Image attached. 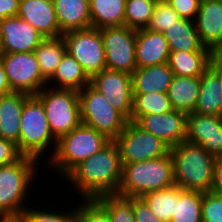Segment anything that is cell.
Wrapping results in <instances>:
<instances>
[{
	"instance_id": "6da1fadb",
	"label": "cell",
	"mask_w": 222,
	"mask_h": 222,
	"mask_svg": "<svg viewBox=\"0 0 222 222\" xmlns=\"http://www.w3.org/2000/svg\"><path fill=\"white\" fill-rule=\"evenodd\" d=\"M122 168L118 146L115 141H110L97 153L76 165L63 182L69 183V191L78 194V200L80 196L82 200H94L102 195L118 193Z\"/></svg>"
},
{
	"instance_id": "7a4b0ae2",
	"label": "cell",
	"mask_w": 222,
	"mask_h": 222,
	"mask_svg": "<svg viewBox=\"0 0 222 222\" xmlns=\"http://www.w3.org/2000/svg\"><path fill=\"white\" fill-rule=\"evenodd\" d=\"M42 165L34 158L21 156L13 163L0 166V214L23 212L31 205L34 200L31 201V188L40 179L39 173L43 177L38 172Z\"/></svg>"
},
{
	"instance_id": "3957f363",
	"label": "cell",
	"mask_w": 222,
	"mask_h": 222,
	"mask_svg": "<svg viewBox=\"0 0 222 222\" xmlns=\"http://www.w3.org/2000/svg\"><path fill=\"white\" fill-rule=\"evenodd\" d=\"M175 185L184 190L210 192L216 157L201 145L182 141L170 148Z\"/></svg>"
},
{
	"instance_id": "277c9868",
	"label": "cell",
	"mask_w": 222,
	"mask_h": 222,
	"mask_svg": "<svg viewBox=\"0 0 222 222\" xmlns=\"http://www.w3.org/2000/svg\"><path fill=\"white\" fill-rule=\"evenodd\" d=\"M110 141L94 128L81 123L57 141L52 158L44 166L47 167L45 171L51 169L52 175L55 173L52 177L56 179L57 174L58 180L62 181L76 165L97 153Z\"/></svg>"
},
{
	"instance_id": "5b68a950",
	"label": "cell",
	"mask_w": 222,
	"mask_h": 222,
	"mask_svg": "<svg viewBox=\"0 0 222 222\" xmlns=\"http://www.w3.org/2000/svg\"><path fill=\"white\" fill-rule=\"evenodd\" d=\"M56 146L57 140L51 133L41 100L36 95H30L24 102L21 114L19 135L20 154L34 158L39 162H43L47 158L43 164L45 166V163L52 158Z\"/></svg>"
},
{
	"instance_id": "8992f818",
	"label": "cell",
	"mask_w": 222,
	"mask_h": 222,
	"mask_svg": "<svg viewBox=\"0 0 222 222\" xmlns=\"http://www.w3.org/2000/svg\"><path fill=\"white\" fill-rule=\"evenodd\" d=\"M122 165V179L117 193L119 196L142 197L146 193L175 185L170 153L153 160Z\"/></svg>"
},
{
	"instance_id": "52a82bcc",
	"label": "cell",
	"mask_w": 222,
	"mask_h": 222,
	"mask_svg": "<svg viewBox=\"0 0 222 222\" xmlns=\"http://www.w3.org/2000/svg\"><path fill=\"white\" fill-rule=\"evenodd\" d=\"M78 93L82 124L94 128L114 141L125 129L129 120L91 84L86 85Z\"/></svg>"
},
{
	"instance_id": "ba28073f",
	"label": "cell",
	"mask_w": 222,
	"mask_h": 222,
	"mask_svg": "<svg viewBox=\"0 0 222 222\" xmlns=\"http://www.w3.org/2000/svg\"><path fill=\"white\" fill-rule=\"evenodd\" d=\"M36 96L43 104L51 133L57 141L82 123L78 91L45 86Z\"/></svg>"
},
{
	"instance_id": "9c48e42d",
	"label": "cell",
	"mask_w": 222,
	"mask_h": 222,
	"mask_svg": "<svg viewBox=\"0 0 222 222\" xmlns=\"http://www.w3.org/2000/svg\"><path fill=\"white\" fill-rule=\"evenodd\" d=\"M62 37L67 52L82 66L90 79L106 69L104 45L98 28L68 31Z\"/></svg>"
},
{
	"instance_id": "30bf717a",
	"label": "cell",
	"mask_w": 222,
	"mask_h": 222,
	"mask_svg": "<svg viewBox=\"0 0 222 222\" xmlns=\"http://www.w3.org/2000/svg\"><path fill=\"white\" fill-rule=\"evenodd\" d=\"M122 164L153 160L170 153V147L154 134L128 121L125 129L114 140Z\"/></svg>"
},
{
	"instance_id": "8fae6325",
	"label": "cell",
	"mask_w": 222,
	"mask_h": 222,
	"mask_svg": "<svg viewBox=\"0 0 222 222\" xmlns=\"http://www.w3.org/2000/svg\"><path fill=\"white\" fill-rule=\"evenodd\" d=\"M0 56L12 91L36 95L47 86L34 52L0 53Z\"/></svg>"
},
{
	"instance_id": "7c38bea8",
	"label": "cell",
	"mask_w": 222,
	"mask_h": 222,
	"mask_svg": "<svg viewBox=\"0 0 222 222\" xmlns=\"http://www.w3.org/2000/svg\"><path fill=\"white\" fill-rule=\"evenodd\" d=\"M105 51L106 68L132 74L137 69L136 30L127 26L99 29Z\"/></svg>"
},
{
	"instance_id": "4fadbf2b",
	"label": "cell",
	"mask_w": 222,
	"mask_h": 222,
	"mask_svg": "<svg viewBox=\"0 0 222 222\" xmlns=\"http://www.w3.org/2000/svg\"><path fill=\"white\" fill-rule=\"evenodd\" d=\"M90 84L102 93L108 102L129 121L133 107L131 74L104 69L90 79Z\"/></svg>"
},
{
	"instance_id": "5bb4252c",
	"label": "cell",
	"mask_w": 222,
	"mask_h": 222,
	"mask_svg": "<svg viewBox=\"0 0 222 222\" xmlns=\"http://www.w3.org/2000/svg\"><path fill=\"white\" fill-rule=\"evenodd\" d=\"M186 141L201 145L210 155L222 157V116L187 114Z\"/></svg>"
},
{
	"instance_id": "9a60e30c",
	"label": "cell",
	"mask_w": 222,
	"mask_h": 222,
	"mask_svg": "<svg viewBox=\"0 0 222 222\" xmlns=\"http://www.w3.org/2000/svg\"><path fill=\"white\" fill-rule=\"evenodd\" d=\"M135 123L154 134L170 148L186 139L187 113L183 111L172 110L164 114L142 115Z\"/></svg>"
},
{
	"instance_id": "2e32d148",
	"label": "cell",
	"mask_w": 222,
	"mask_h": 222,
	"mask_svg": "<svg viewBox=\"0 0 222 222\" xmlns=\"http://www.w3.org/2000/svg\"><path fill=\"white\" fill-rule=\"evenodd\" d=\"M0 34L2 39L0 53L34 52L45 39L19 16L0 20Z\"/></svg>"
},
{
	"instance_id": "e0dca14e",
	"label": "cell",
	"mask_w": 222,
	"mask_h": 222,
	"mask_svg": "<svg viewBox=\"0 0 222 222\" xmlns=\"http://www.w3.org/2000/svg\"><path fill=\"white\" fill-rule=\"evenodd\" d=\"M18 16L45 38L62 36L52 0H20Z\"/></svg>"
},
{
	"instance_id": "ac0fdd59",
	"label": "cell",
	"mask_w": 222,
	"mask_h": 222,
	"mask_svg": "<svg viewBox=\"0 0 222 222\" xmlns=\"http://www.w3.org/2000/svg\"><path fill=\"white\" fill-rule=\"evenodd\" d=\"M170 52L163 33L153 32L146 28L136 30L137 68L168 63Z\"/></svg>"
},
{
	"instance_id": "d6986e66",
	"label": "cell",
	"mask_w": 222,
	"mask_h": 222,
	"mask_svg": "<svg viewBox=\"0 0 222 222\" xmlns=\"http://www.w3.org/2000/svg\"><path fill=\"white\" fill-rule=\"evenodd\" d=\"M195 28L205 47L212 50L222 43V0H201L194 20Z\"/></svg>"
},
{
	"instance_id": "ffe728a7",
	"label": "cell",
	"mask_w": 222,
	"mask_h": 222,
	"mask_svg": "<svg viewBox=\"0 0 222 222\" xmlns=\"http://www.w3.org/2000/svg\"><path fill=\"white\" fill-rule=\"evenodd\" d=\"M30 95L24 92H11L0 95V137L13 142L19 151L21 114L25 100Z\"/></svg>"
},
{
	"instance_id": "44dd1931",
	"label": "cell",
	"mask_w": 222,
	"mask_h": 222,
	"mask_svg": "<svg viewBox=\"0 0 222 222\" xmlns=\"http://www.w3.org/2000/svg\"><path fill=\"white\" fill-rule=\"evenodd\" d=\"M61 33L92 27L89 0H52Z\"/></svg>"
},
{
	"instance_id": "7402d4cb",
	"label": "cell",
	"mask_w": 222,
	"mask_h": 222,
	"mask_svg": "<svg viewBox=\"0 0 222 222\" xmlns=\"http://www.w3.org/2000/svg\"><path fill=\"white\" fill-rule=\"evenodd\" d=\"M174 74L168 63L137 68L131 74L133 93H166Z\"/></svg>"
},
{
	"instance_id": "603a6c76",
	"label": "cell",
	"mask_w": 222,
	"mask_h": 222,
	"mask_svg": "<svg viewBox=\"0 0 222 222\" xmlns=\"http://www.w3.org/2000/svg\"><path fill=\"white\" fill-rule=\"evenodd\" d=\"M220 88L219 69L211 63L200 76V90L194 112L201 115L221 116Z\"/></svg>"
},
{
	"instance_id": "cb8c5ba5",
	"label": "cell",
	"mask_w": 222,
	"mask_h": 222,
	"mask_svg": "<svg viewBox=\"0 0 222 222\" xmlns=\"http://www.w3.org/2000/svg\"><path fill=\"white\" fill-rule=\"evenodd\" d=\"M88 84H90V78L68 52L63 56L53 76L47 81L48 87L76 91L82 90Z\"/></svg>"
},
{
	"instance_id": "d4e9b609",
	"label": "cell",
	"mask_w": 222,
	"mask_h": 222,
	"mask_svg": "<svg viewBox=\"0 0 222 222\" xmlns=\"http://www.w3.org/2000/svg\"><path fill=\"white\" fill-rule=\"evenodd\" d=\"M200 90V76H175L167 90V96L174 110L194 112Z\"/></svg>"
},
{
	"instance_id": "484cf974",
	"label": "cell",
	"mask_w": 222,
	"mask_h": 222,
	"mask_svg": "<svg viewBox=\"0 0 222 222\" xmlns=\"http://www.w3.org/2000/svg\"><path fill=\"white\" fill-rule=\"evenodd\" d=\"M170 51H211L201 42L195 23L189 19H180L164 33Z\"/></svg>"
},
{
	"instance_id": "4316f807",
	"label": "cell",
	"mask_w": 222,
	"mask_h": 222,
	"mask_svg": "<svg viewBox=\"0 0 222 222\" xmlns=\"http://www.w3.org/2000/svg\"><path fill=\"white\" fill-rule=\"evenodd\" d=\"M168 64L175 76H201L211 64V51H171Z\"/></svg>"
},
{
	"instance_id": "83f0119b",
	"label": "cell",
	"mask_w": 222,
	"mask_h": 222,
	"mask_svg": "<svg viewBox=\"0 0 222 222\" xmlns=\"http://www.w3.org/2000/svg\"><path fill=\"white\" fill-rule=\"evenodd\" d=\"M126 0H89L92 27L124 26Z\"/></svg>"
},
{
	"instance_id": "f1b7e54d",
	"label": "cell",
	"mask_w": 222,
	"mask_h": 222,
	"mask_svg": "<svg viewBox=\"0 0 222 222\" xmlns=\"http://www.w3.org/2000/svg\"><path fill=\"white\" fill-rule=\"evenodd\" d=\"M67 52L63 37L45 38L34 50L42 76L48 81Z\"/></svg>"
},
{
	"instance_id": "f546056e",
	"label": "cell",
	"mask_w": 222,
	"mask_h": 222,
	"mask_svg": "<svg viewBox=\"0 0 222 222\" xmlns=\"http://www.w3.org/2000/svg\"><path fill=\"white\" fill-rule=\"evenodd\" d=\"M181 190V187L173 185L166 189L146 193L141 198L158 219L170 222L175 214L176 202L179 200Z\"/></svg>"
},
{
	"instance_id": "4dcf8cb0",
	"label": "cell",
	"mask_w": 222,
	"mask_h": 222,
	"mask_svg": "<svg viewBox=\"0 0 222 222\" xmlns=\"http://www.w3.org/2000/svg\"><path fill=\"white\" fill-rule=\"evenodd\" d=\"M174 110L164 92L133 93L131 121L148 114H164Z\"/></svg>"
},
{
	"instance_id": "1f68e13d",
	"label": "cell",
	"mask_w": 222,
	"mask_h": 222,
	"mask_svg": "<svg viewBox=\"0 0 222 222\" xmlns=\"http://www.w3.org/2000/svg\"><path fill=\"white\" fill-rule=\"evenodd\" d=\"M202 197L203 192L182 189L170 222H202Z\"/></svg>"
},
{
	"instance_id": "d6a6232c",
	"label": "cell",
	"mask_w": 222,
	"mask_h": 222,
	"mask_svg": "<svg viewBox=\"0 0 222 222\" xmlns=\"http://www.w3.org/2000/svg\"><path fill=\"white\" fill-rule=\"evenodd\" d=\"M94 200L107 212L111 222H135L133 197L112 194L102 195Z\"/></svg>"
},
{
	"instance_id": "836d02e7",
	"label": "cell",
	"mask_w": 222,
	"mask_h": 222,
	"mask_svg": "<svg viewBox=\"0 0 222 222\" xmlns=\"http://www.w3.org/2000/svg\"><path fill=\"white\" fill-rule=\"evenodd\" d=\"M41 202L43 205L40 204L39 207H36V205L38 204H34V206H32L31 204V206L29 205L24 210L26 222H77L76 208L73 206L75 204H71L72 206H70V210L68 207L66 210H64L62 209V207L57 206L54 202L51 203L52 206L50 205L46 207V205H44L43 198ZM54 205H56L57 208L59 207V209H61L59 210L56 207L54 208ZM42 206H45L46 209Z\"/></svg>"
},
{
	"instance_id": "e575fe53",
	"label": "cell",
	"mask_w": 222,
	"mask_h": 222,
	"mask_svg": "<svg viewBox=\"0 0 222 222\" xmlns=\"http://www.w3.org/2000/svg\"><path fill=\"white\" fill-rule=\"evenodd\" d=\"M157 0H126L124 26L138 30L150 23Z\"/></svg>"
},
{
	"instance_id": "d590c367",
	"label": "cell",
	"mask_w": 222,
	"mask_h": 222,
	"mask_svg": "<svg viewBox=\"0 0 222 222\" xmlns=\"http://www.w3.org/2000/svg\"><path fill=\"white\" fill-rule=\"evenodd\" d=\"M181 17L166 0H157L150 23L146 29L164 33L169 27L178 22Z\"/></svg>"
},
{
	"instance_id": "8d00e7d4",
	"label": "cell",
	"mask_w": 222,
	"mask_h": 222,
	"mask_svg": "<svg viewBox=\"0 0 222 222\" xmlns=\"http://www.w3.org/2000/svg\"><path fill=\"white\" fill-rule=\"evenodd\" d=\"M76 202L77 222H111L107 212L95 200L77 199Z\"/></svg>"
},
{
	"instance_id": "74e56055",
	"label": "cell",
	"mask_w": 222,
	"mask_h": 222,
	"mask_svg": "<svg viewBox=\"0 0 222 222\" xmlns=\"http://www.w3.org/2000/svg\"><path fill=\"white\" fill-rule=\"evenodd\" d=\"M202 222H222V195L203 193Z\"/></svg>"
},
{
	"instance_id": "f35d334b",
	"label": "cell",
	"mask_w": 222,
	"mask_h": 222,
	"mask_svg": "<svg viewBox=\"0 0 222 222\" xmlns=\"http://www.w3.org/2000/svg\"><path fill=\"white\" fill-rule=\"evenodd\" d=\"M182 19L194 21L200 8L201 0H166Z\"/></svg>"
},
{
	"instance_id": "ab89813d",
	"label": "cell",
	"mask_w": 222,
	"mask_h": 222,
	"mask_svg": "<svg viewBox=\"0 0 222 222\" xmlns=\"http://www.w3.org/2000/svg\"><path fill=\"white\" fill-rule=\"evenodd\" d=\"M135 222H163L158 219L141 197H133Z\"/></svg>"
},
{
	"instance_id": "60d3db41",
	"label": "cell",
	"mask_w": 222,
	"mask_h": 222,
	"mask_svg": "<svg viewBox=\"0 0 222 222\" xmlns=\"http://www.w3.org/2000/svg\"><path fill=\"white\" fill-rule=\"evenodd\" d=\"M21 156L16 144L0 137V166L13 163Z\"/></svg>"
},
{
	"instance_id": "b9f144b4",
	"label": "cell",
	"mask_w": 222,
	"mask_h": 222,
	"mask_svg": "<svg viewBox=\"0 0 222 222\" xmlns=\"http://www.w3.org/2000/svg\"><path fill=\"white\" fill-rule=\"evenodd\" d=\"M20 0H0V20L18 16Z\"/></svg>"
},
{
	"instance_id": "7bdbcfd3",
	"label": "cell",
	"mask_w": 222,
	"mask_h": 222,
	"mask_svg": "<svg viewBox=\"0 0 222 222\" xmlns=\"http://www.w3.org/2000/svg\"><path fill=\"white\" fill-rule=\"evenodd\" d=\"M210 192L222 195V157L217 158L215 162L212 188Z\"/></svg>"
},
{
	"instance_id": "ee69618b",
	"label": "cell",
	"mask_w": 222,
	"mask_h": 222,
	"mask_svg": "<svg viewBox=\"0 0 222 222\" xmlns=\"http://www.w3.org/2000/svg\"><path fill=\"white\" fill-rule=\"evenodd\" d=\"M13 92L5 73L3 63L0 56V95H6Z\"/></svg>"
},
{
	"instance_id": "f6af8a7d",
	"label": "cell",
	"mask_w": 222,
	"mask_h": 222,
	"mask_svg": "<svg viewBox=\"0 0 222 222\" xmlns=\"http://www.w3.org/2000/svg\"><path fill=\"white\" fill-rule=\"evenodd\" d=\"M211 63L222 71V43L211 50Z\"/></svg>"
},
{
	"instance_id": "bcb514c9",
	"label": "cell",
	"mask_w": 222,
	"mask_h": 222,
	"mask_svg": "<svg viewBox=\"0 0 222 222\" xmlns=\"http://www.w3.org/2000/svg\"><path fill=\"white\" fill-rule=\"evenodd\" d=\"M0 222H26L25 212L0 214Z\"/></svg>"
},
{
	"instance_id": "7dc6e473",
	"label": "cell",
	"mask_w": 222,
	"mask_h": 222,
	"mask_svg": "<svg viewBox=\"0 0 222 222\" xmlns=\"http://www.w3.org/2000/svg\"><path fill=\"white\" fill-rule=\"evenodd\" d=\"M219 79H220V83H221V95H220V97H221V100H220V104H221V116H222V71L221 70H219Z\"/></svg>"
},
{
	"instance_id": "c3c4849f",
	"label": "cell",
	"mask_w": 222,
	"mask_h": 222,
	"mask_svg": "<svg viewBox=\"0 0 222 222\" xmlns=\"http://www.w3.org/2000/svg\"><path fill=\"white\" fill-rule=\"evenodd\" d=\"M1 46H2V39H1V34H0V49H1Z\"/></svg>"
}]
</instances>
